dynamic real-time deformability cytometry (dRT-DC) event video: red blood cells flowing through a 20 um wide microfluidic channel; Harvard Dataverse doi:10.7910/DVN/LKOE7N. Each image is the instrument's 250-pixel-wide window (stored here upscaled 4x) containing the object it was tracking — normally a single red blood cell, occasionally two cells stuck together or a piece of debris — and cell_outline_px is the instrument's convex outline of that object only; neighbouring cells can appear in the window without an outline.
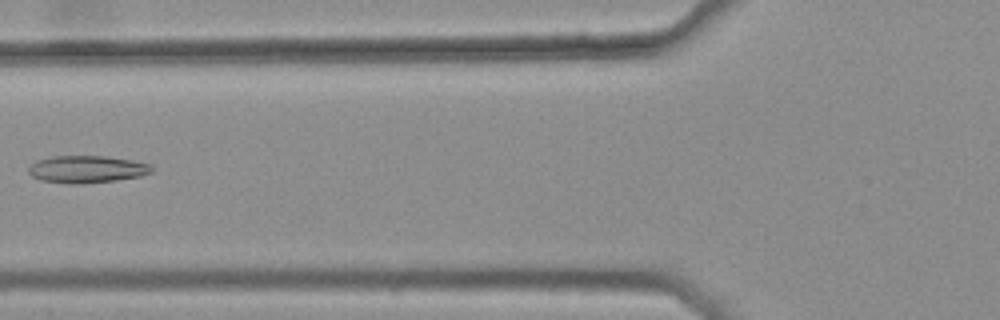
{"species": "common noctule bat (a hibernating species)", "species_latin": "Nyctalus noctula", "temperature_condition": "warm", "stored_images_in_passage": 6, "camera_frame_rate_fps": 3000, "um_per_image_px": 0.085, "animal": {"sex": "female", "body_mass_g": 25.1}, "frame": {"image": 1, "passage_image": 6, "time_ms": 1.667, "image_size_px": [1000, 320], "cell_outline_px": [[152, 172], [140, 176], [116, 180], [80, 184], [72, 184], [40, 180], [32, 176], [28, 172], [28, 168], [36, 160], [52, 156], [108, 156], [132, 160], [152, 164]], "centroid_in_image_um": [7.38, 14.38], "position_along_channel_um": 118.4, "area_um2": 19.65}}